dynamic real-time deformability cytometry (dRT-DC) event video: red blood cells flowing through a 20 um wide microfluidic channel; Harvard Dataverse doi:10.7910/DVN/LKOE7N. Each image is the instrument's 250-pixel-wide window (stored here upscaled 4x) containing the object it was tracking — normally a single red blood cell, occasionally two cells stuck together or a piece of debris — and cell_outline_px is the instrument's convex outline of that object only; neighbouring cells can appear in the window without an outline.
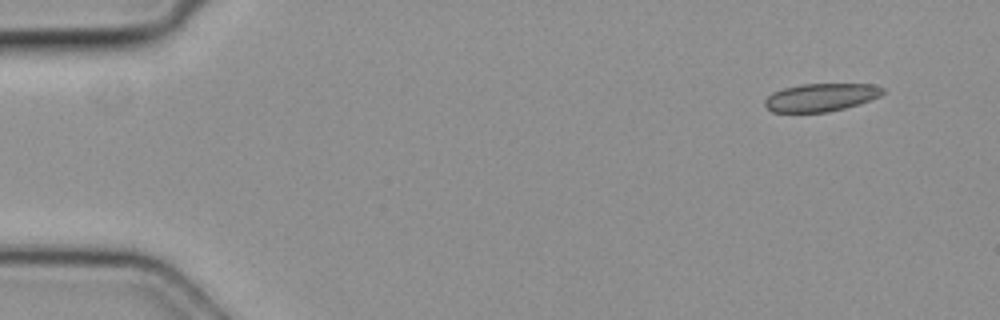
{"species": "common noctule bat (a hibernating species)", "species_latin": "Nyctalus noctula", "temperature_condition": "cold", "stored_images_in_passage": 5, "camera_frame_rate_fps": 3000, "um_per_image_px": 0.085, "animal": {"sex": "female", "body_mass_g": 19.3, "forearm_length_mm": 54.1}, "frame": {"image": 1, "passage_image": 1, "time_ms": 0.0, "image_size_px": [1000, 320], "cell_outline_px": [[884, 92], [880, 96], [844, 108], [828, 112], [772, 112], [764, 104], [764, 100], [772, 92], [784, 88], [800, 84], [872, 84], [884, 88]], "centroid_in_image_um": [69.74, 8.27], "position_along_channel_um": 15.3, "area_um2": 19.07}}
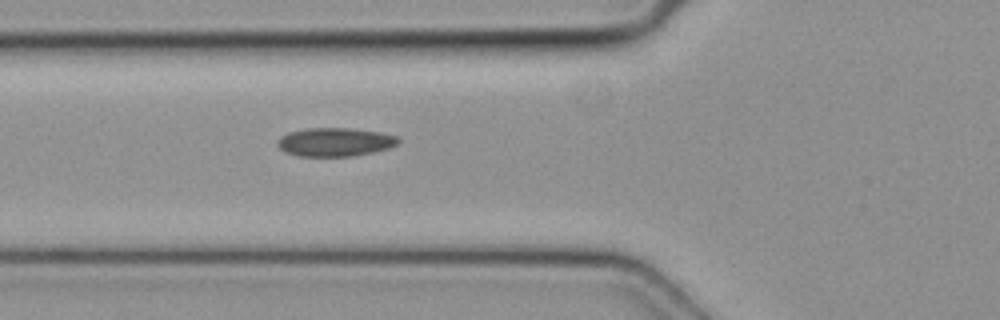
{"frame": {"image": 2, "passage_image": 5, "time_ms": 1.333, "image_size_px": [1000, 320], "cell_outline_px": [[400, 140], [396, 144], [388, 148], [372, 152], [352, 156], [300, 156], [284, 152], [276, 144], [276, 140], [280, 136], [288, 132], [308, 128], [348, 128], [380, 132], [396, 136]], "centroid_in_image_um": [28.42, 12.07], "position_along_channel_um": 97.4, "area_um2": 20.06}}